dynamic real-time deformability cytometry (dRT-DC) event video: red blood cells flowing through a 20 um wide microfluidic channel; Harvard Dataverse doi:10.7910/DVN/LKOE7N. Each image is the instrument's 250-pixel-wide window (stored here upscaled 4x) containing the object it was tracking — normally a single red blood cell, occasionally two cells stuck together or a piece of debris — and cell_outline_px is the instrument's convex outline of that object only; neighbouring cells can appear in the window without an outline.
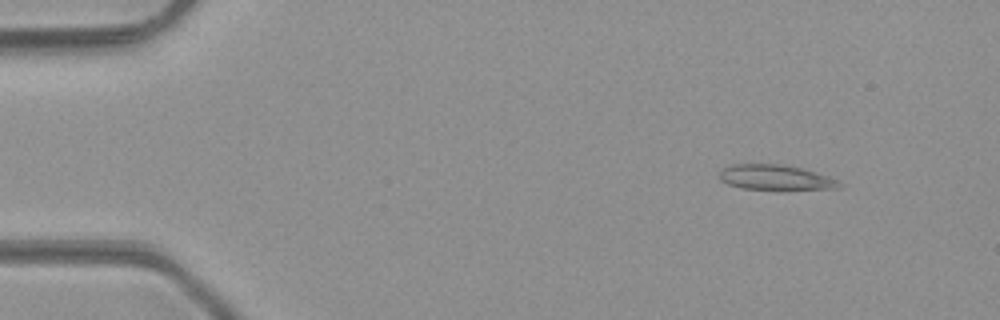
{"species": "common noctule bat (a hibernating species)", "species_latin": "Nyctalus noctula", "temperature_condition": "room temperature", "stored_images_in_passage": 44, "camera_frame_rate_fps": 3000, "um_per_image_px": 0.085, "animal": {"sex": "male", "body_mass_g": 23.1, "forearm_length_mm": 52.7}, "frame": {"image": 1, "passage_image": 1, "time_ms": 0.0, "image_size_px": [1000, 320], "cell_outline_px": [[844, 184], [840, 188], [744, 188], [728, 184], [720, 180], [720, 172], [724, 168], [732, 164], [776, 164], [800, 168], [828, 176], [840, 180]], "centroid_in_image_um": [65.92, 15.06], "position_along_channel_um": 19.1, "area_um2": 16.88}}
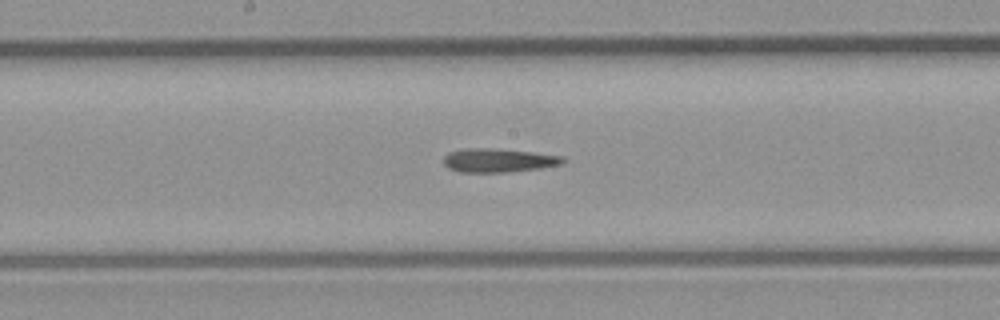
{"frame": {"image": 2, "passage_image": 21, "time_ms": 6.667, "image_size_px": [1000, 320], "cell_outline_px": [[568, 160], [560, 164], [540, 168], [504, 172], [460, 172], [448, 168], [444, 164], [444, 156], [448, 152], [468, 148], [496, 148], [532, 152], [564, 156]], "centroid_in_image_um": [42.37, 13.62], "position_along_channel_um": 205.8, "area_um2": 16.53}}
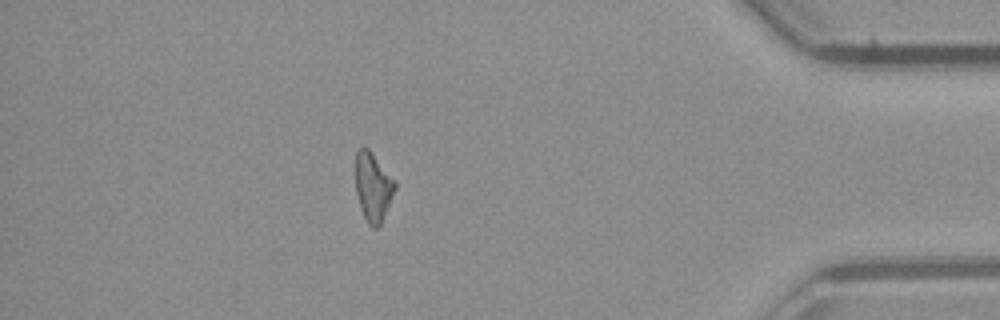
{"frame": {"image": 3, "passage_image": 38, "time_ms": 12.333, "image_size_px": [1000, 320], "cell_outline_px": [[396, 188], [380, 224], [376, 228], [372, 228], [368, 224], [360, 208], [356, 192], [356, 152], [364, 144], [372, 152], [396, 180]], "centroid_in_image_um": [31.71, 15.85], "position_along_channel_um": 403.5, "area_um2": 15.84}}